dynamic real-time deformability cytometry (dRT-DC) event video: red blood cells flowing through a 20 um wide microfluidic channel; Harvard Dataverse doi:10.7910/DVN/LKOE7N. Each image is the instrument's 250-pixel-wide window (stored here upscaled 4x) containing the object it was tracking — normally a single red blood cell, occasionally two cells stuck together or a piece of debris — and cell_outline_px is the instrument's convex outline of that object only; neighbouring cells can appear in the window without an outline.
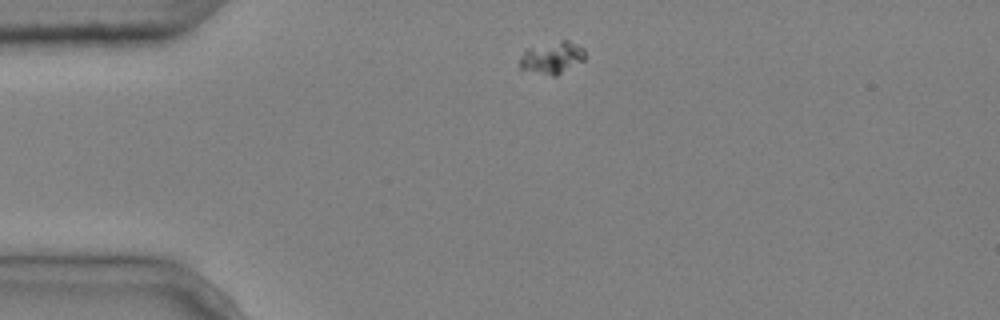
{"species": "common noctule bat (a hibernating species)", "species_latin": "Nyctalus noctula", "temperature_condition": "cold", "stored_images_in_passage": 2, "camera_frame_rate_fps": 3000, "um_per_image_px": 0.085, "animal": {"sex": "male", "body_mass_g": 20.4}, "frame": {"image": 1, "passage_image": 1, "time_ms": 0.0, "image_size_px": [1000, 320], "cell_outline_px": [[584, 60], [556, 76], [552, 76], [520, 68], [520, 56], [528, 48], [560, 40], [568, 40], [584, 48]], "centroid_in_image_um": [46.94, 4.89], "position_along_channel_um": 38.1, "area_um2": 12.02}}